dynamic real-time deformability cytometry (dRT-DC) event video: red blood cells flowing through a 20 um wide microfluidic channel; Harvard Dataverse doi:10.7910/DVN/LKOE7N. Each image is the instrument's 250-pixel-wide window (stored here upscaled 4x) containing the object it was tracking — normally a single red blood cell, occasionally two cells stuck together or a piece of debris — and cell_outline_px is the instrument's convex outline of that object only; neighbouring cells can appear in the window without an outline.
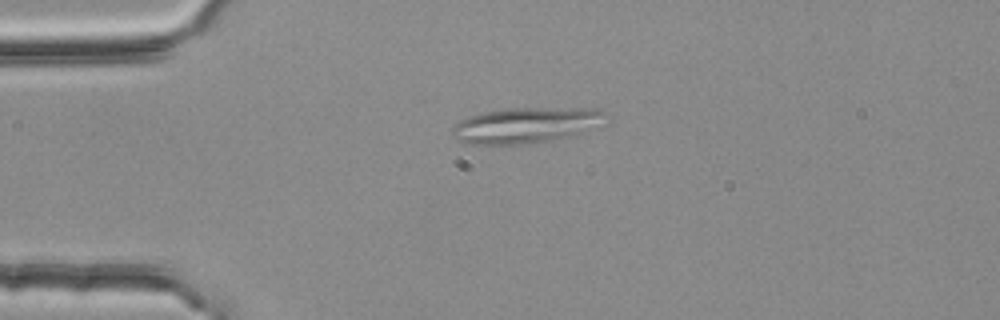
{"species": "common noctule bat (a hibernating species)", "species_latin": "Nyctalus noctula", "temperature_condition": "room temperature", "stored_images_in_passage": 6, "camera_frame_rate_fps": 3000, "um_per_image_px": 0.085, "animal": {"sex": "female", "body_mass_g": 25.1}, "frame": {"image": 1, "passage_image": 2, "time_ms": 0.333, "image_size_px": [1000, 320], "cell_outline_px": [[608, 124], [568, 136], [552, 140], [520, 144], [468, 144], [456, 140], [452, 136], [452, 128], [460, 120], [468, 116], [484, 112], [512, 108], [596, 108], [608, 112]], "centroid_in_image_um": [44.79, 10.63], "position_along_channel_um": 40.2, "area_um2": 32.25}}